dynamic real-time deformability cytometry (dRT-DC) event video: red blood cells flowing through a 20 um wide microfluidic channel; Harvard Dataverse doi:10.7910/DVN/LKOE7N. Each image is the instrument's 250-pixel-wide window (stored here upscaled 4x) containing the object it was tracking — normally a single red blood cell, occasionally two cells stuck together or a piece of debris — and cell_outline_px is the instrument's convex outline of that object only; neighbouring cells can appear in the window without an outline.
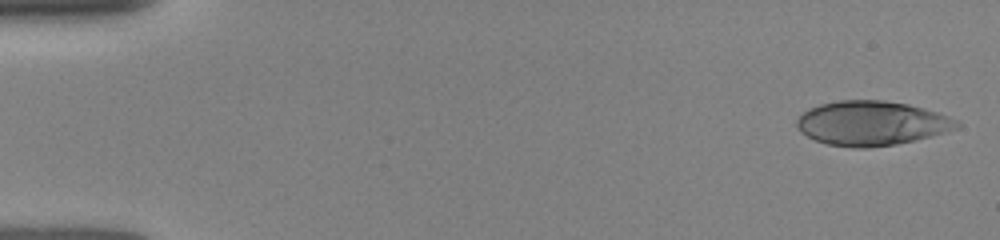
{"species": "human", "species_latin": "Homo sapiens", "temperature_condition": "room temperature", "stored_images_in_passage": 5, "camera_frame_rate_fps": 3000, "um_per_image_px": 0.085, "donor": {"sex": "female"}, "frame": {"image": 1, "passage_image": 1, "time_ms": 0.0, "image_size_px": [1000, 240], "cell_outline_px": [[960, 128], [896, 144], [868, 148], [852, 148], [828, 144], [816, 140], [800, 132], [796, 124], [796, 120], [808, 108], [820, 104], [840, 100], [884, 100], [908, 104], [924, 108], [948, 116], [956, 120], [960, 124]], "centroid_in_image_um": [74.06, 10.47], "position_along_channel_um": 10.9, "area_um2": 41.27}}
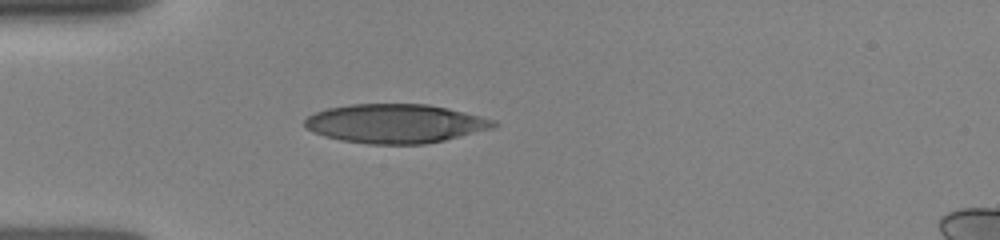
{"frame": {"image": 2, "passage_image": 5, "time_ms": 4.0, "image_size_px": [1000, 240], "cell_outline_px": [[500, 124], [496, 128], [444, 140], [424, 144], [368, 144], [340, 140], [324, 136], [312, 132], [304, 128], [304, 120], [308, 116], [316, 112], [328, 108], [352, 104], [428, 104], [448, 108], [496, 120]], "centroid_in_image_um": [33.62, 10.51], "position_along_channel_um": 51.4, "area_um2": 43.18}}